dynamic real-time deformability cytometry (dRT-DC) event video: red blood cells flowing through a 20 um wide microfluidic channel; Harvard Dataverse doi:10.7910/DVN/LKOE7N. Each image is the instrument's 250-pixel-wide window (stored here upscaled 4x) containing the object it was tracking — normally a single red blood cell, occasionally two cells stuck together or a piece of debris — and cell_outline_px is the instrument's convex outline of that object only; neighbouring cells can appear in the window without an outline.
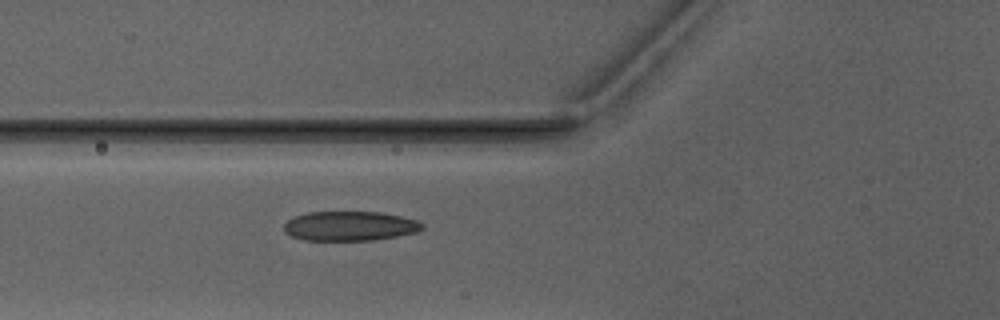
{"species": "Egyptian fruit bat (a non-hibernating species)", "species_latin": "Rousettus aegyptiacus", "temperature_condition": "warm", "stored_images_in_passage": 6, "camera_frame_rate_fps": 3000, "um_per_image_px": 0.085, "animal": {"sex": "male"}, "frame": {"image": 1, "passage_image": 6, "time_ms": 6.667, "image_size_px": [1000, 320], "cell_outline_px": [[424, 228], [416, 232], [396, 236], [372, 240], [304, 240], [292, 236], [284, 232], [284, 224], [288, 220], [296, 216], [308, 212], [380, 212], [400, 216], [416, 220], [424, 224]], "centroid_in_image_um": [29.73, 19.21], "position_along_channel_um": 96.1, "area_um2": 23.64}}